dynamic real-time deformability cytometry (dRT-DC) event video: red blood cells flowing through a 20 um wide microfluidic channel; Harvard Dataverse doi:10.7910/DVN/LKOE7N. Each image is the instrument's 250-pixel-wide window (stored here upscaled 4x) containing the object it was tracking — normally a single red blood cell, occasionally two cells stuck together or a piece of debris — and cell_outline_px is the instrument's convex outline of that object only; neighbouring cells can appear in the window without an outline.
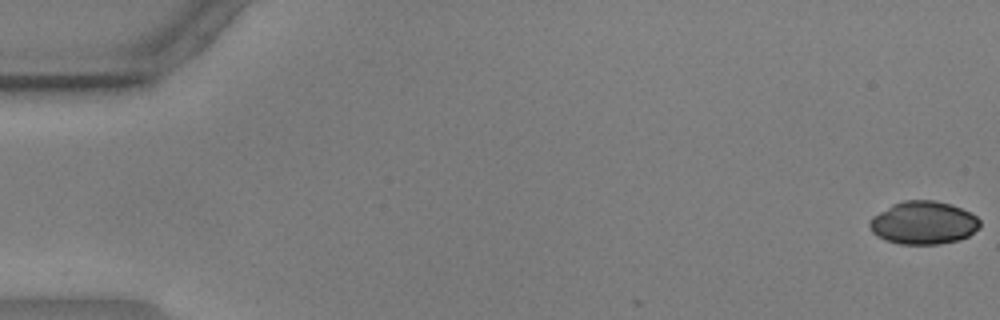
{"species": "common noctule bat (a hibernating species)", "species_latin": "Nyctalus noctula", "temperature_condition": "warm", "stored_images_in_passage": 8, "camera_frame_rate_fps": 3000, "um_per_image_px": 0.085, "animal": {"sex": "male", "body_mass_g": 17.9, "forearm_length_mm": 54.2}, "frame": {"image": 1, "passage_image": 1, "time_ms": 0.0, "image_size_px": [1000, 320], "cell_outline_px": [[980, 228], [968, 236], [960, 240], [940, 244], [900, 244], [884, 240], [876, 236], [872, 232], [868, 224], [872, 216], [892, 204], [904, 200], [936, 200], [952, 204], [976, 216], [980, 220]], "centroid_in_image_um": [78.48, 18.94], "position_along_channel_um": 6.5, "area_um2": 27.92}}